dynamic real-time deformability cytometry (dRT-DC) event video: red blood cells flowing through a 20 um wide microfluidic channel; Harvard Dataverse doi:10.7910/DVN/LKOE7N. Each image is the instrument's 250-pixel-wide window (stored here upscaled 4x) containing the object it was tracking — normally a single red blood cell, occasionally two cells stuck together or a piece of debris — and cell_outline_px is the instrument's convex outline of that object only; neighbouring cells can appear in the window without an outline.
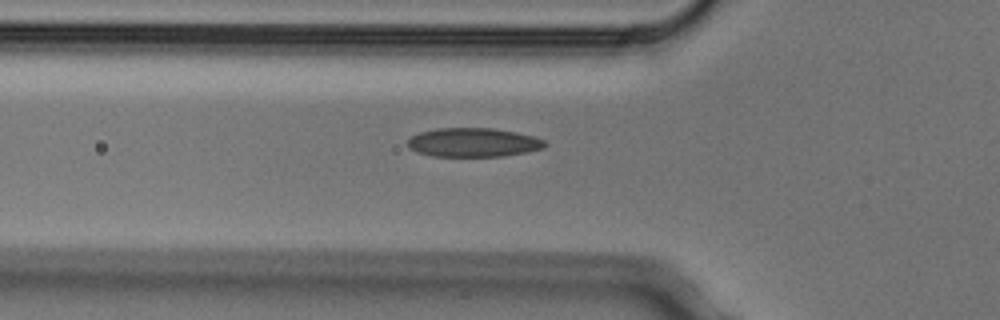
{"species": "Egyptian fruit bat (a non-hibernating species)", "species_latin": "Rousettus aegyptiacus", "temperature_condition": "cold", "stored_images_in_passage": 2, "camera_frame_rate_fps": 3000, "um_per_image_px": 0.085, "animal": {"sex": "male"}, "frame": {"image": 1, "passage_image": 2, "time_ms": 0.333, "image_size_px": [1000, 320], "cell_outline_px": [[548, 144], [544, 148], [528, 152], [504, 156], [432, 156], [416, 152], [408, 148], [408, 140], [412, 136], [420, 132], [436, 128], [492, 128], [516, 132], [532, 136], [544, 140]], "centroid_in_image_um": [40.23, 12.11], "position_along_channel_um": 85.6, "area_um2": 23.24}}